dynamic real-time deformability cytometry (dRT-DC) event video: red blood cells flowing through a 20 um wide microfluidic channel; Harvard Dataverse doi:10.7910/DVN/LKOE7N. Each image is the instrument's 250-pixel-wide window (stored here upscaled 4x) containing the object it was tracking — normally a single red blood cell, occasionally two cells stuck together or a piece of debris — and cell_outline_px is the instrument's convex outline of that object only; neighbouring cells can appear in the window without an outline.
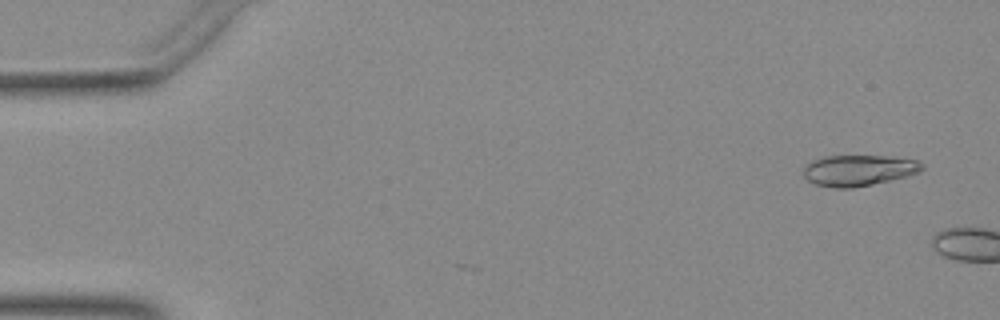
{"species": "Egyptian fruit bat (a non-hibernating species)", "species_latin": "Rousettus aegyptiacus", "temperature_condition": "warm", "stored_images_in_passage": 6, "camera_frame_rate_fps": 3000, "um_per_image_px": 0.085, "animal": {"sex": "female"}, "frame": {"image": 1, "passage_image": 3, "time_ms": 0.667, "image_size_px": [1000, 320], "cell_outline_px": [[924, 168], [920, 172], [872, 184], [852, 188], [832, 188], [816, 184], [808, 180], [804, 176], [804, 168], [812, 160], [824, 156], [892, 156], [920, 160], [924, 164]], "centroid_in_image_um": [73.01, 14.47], "position_along_channel_um": 12.0, "area_um2": 21.39}}